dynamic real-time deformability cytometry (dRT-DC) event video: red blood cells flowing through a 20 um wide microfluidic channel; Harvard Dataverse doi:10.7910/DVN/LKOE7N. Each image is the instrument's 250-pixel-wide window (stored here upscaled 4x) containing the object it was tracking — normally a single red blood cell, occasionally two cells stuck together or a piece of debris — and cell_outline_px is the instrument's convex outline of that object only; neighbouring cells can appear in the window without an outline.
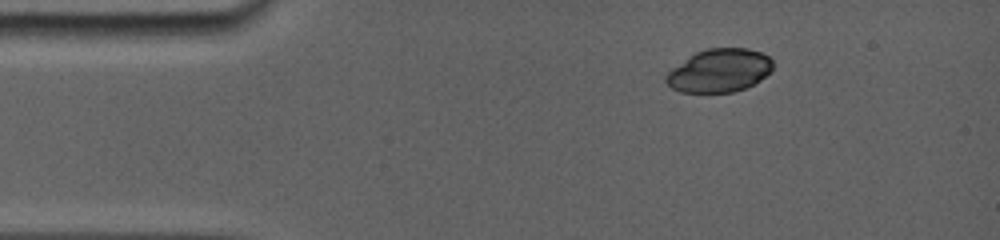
{"species": "common noctule bat (a hibernating species)", "species_latin": "Nyctalus noctula", "temperature_condition": "room temperature", "stored_images_in_passage": 44, "camera_frame_rate_fps": 5000, "um_per_image_px": 0.085, "animal": {"sex": "female", "body_mass_g": 19.0, "forearm_length_mm": 56.7}, "frame": {"image": 1, "passage_image": 1, "time_ms": 0.0, "image_size_px": [1000, 240], "cell_outline_px": [[772, 68], [760, 80], [744, 88], [732, 92], [680, 92], [672, 88], [664, 80], [664, 76], [672, 68], [688, 56], [696, 52], [708, 48], [748, 48], [760, 52], [768, 56], [772, 60]], "centroid_in_image_um": [61.1, 5.99], "position_along_channel_um": 23.9, "area_um2": 26.76}}
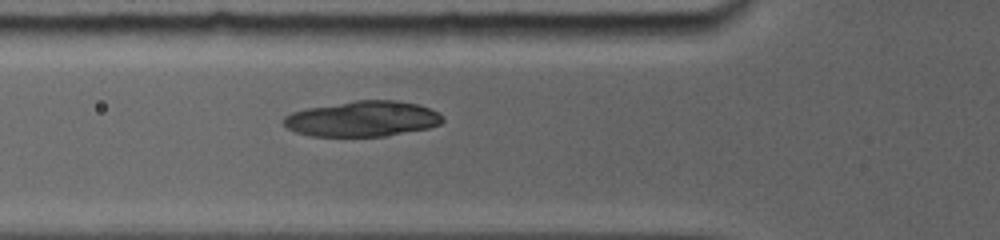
{"frame": {"image": 2, "passage_image": 12, "time_ms": 3.4, "image_size_px": [1000, 240], "cell_outline_px": [[444, 120], [440, 124], [428, 128], [384, 136], [312, 136], [296, 132], [288, 128], [284, 124], [284, 116], [292, 112], [308, 108], [356, 100], [396, 100], [416, 104], [428, 108], [444, 116]], "centroid_in_image_um": [30.82, 10.1], "position_along_channel_um": 95.0, "area_um2": 32.66}}